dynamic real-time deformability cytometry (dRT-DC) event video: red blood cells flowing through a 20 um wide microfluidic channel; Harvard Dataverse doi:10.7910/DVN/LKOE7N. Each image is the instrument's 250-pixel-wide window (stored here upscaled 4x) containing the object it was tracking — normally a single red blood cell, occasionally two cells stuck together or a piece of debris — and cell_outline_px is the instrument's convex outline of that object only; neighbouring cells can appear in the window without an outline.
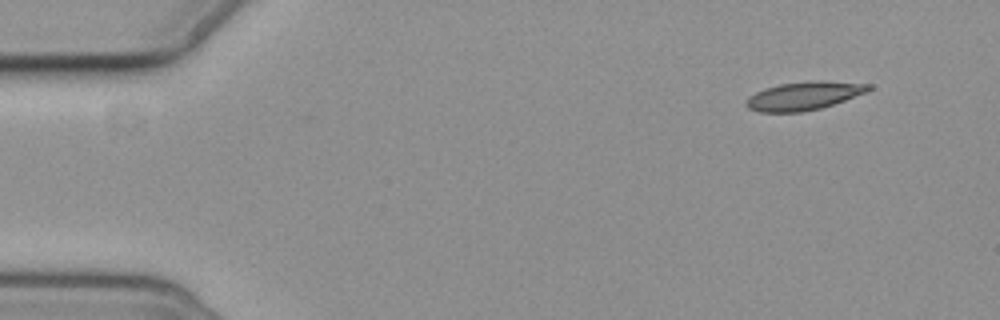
{"species": "common noctule bat (a hibernating species)", "species_latin": "Nyctalus noctula", "temperature_condition": "cold", "stored_images_in_passage": 6, "camera_frame_rate_fps": 3000, "um_per_image_px": 0.085, "animal": {"sex": "female", "body_mass_g": 19.3, "forearm_length_mm": 54.1}, "frame": {"image": 1, "passage_image": 1, "time_ms": 0.0, "image_size_px": [1000, 320], "cell_outline_px": [[872, 88], [864, 92], [844, 100], [820, 108], [804, 112], [760, 112], [748, 108], [744, 104], [744, 100], [748, 96], [764, 88], [780, 84], [820, 80], [872, 84]], "centroid_in_image_um": [68.27, 8.15], "position_along_channel_um": 16.7, "area_um2": 20.11}}
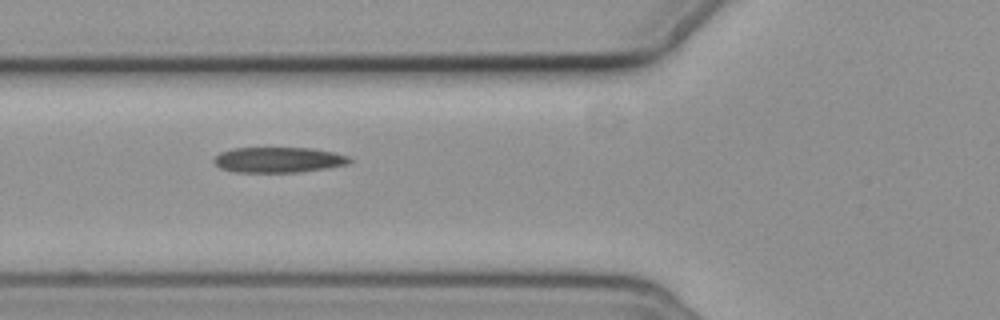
{"frame": {"image": 2, "passage_image": 5, "time_ms": 5.333, "image_size_px": [1000, 320], "cell_outline_px": [[352, 160], [348, 164], [328, 168], [300, 172], [236, 172], [220, 168], [212, 160], [220, 152], [232, 148], [312, 148], [336, 152], [348, 156]], "centroid_in_image_um": [23.69, 13.58], "position_along_channel_um": 102.1, "area_um2": 20.23}}
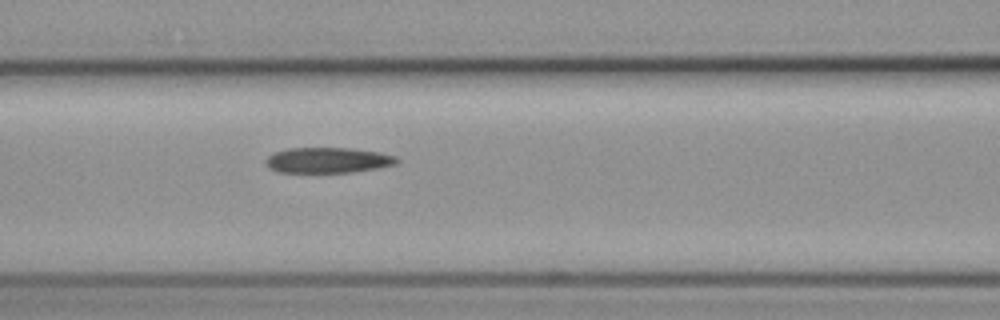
{"frame": {"image": 3, "passage_image": 6, "time_ms": 6.333, "image_size_px": [1000, 320], "cell_outline_px": [[400, 160], [396, 164], [380, 168], [352, 172], [276, 172], [268, 168], [264, 160], [268, 156], [276, 152], [288, 148], [348, 148], [380, 152], [396, 156]], "centroid_in_image_um": [27.88, 13.62], "position_along_channel_um": 138.7, "area_um2": 19.59}}